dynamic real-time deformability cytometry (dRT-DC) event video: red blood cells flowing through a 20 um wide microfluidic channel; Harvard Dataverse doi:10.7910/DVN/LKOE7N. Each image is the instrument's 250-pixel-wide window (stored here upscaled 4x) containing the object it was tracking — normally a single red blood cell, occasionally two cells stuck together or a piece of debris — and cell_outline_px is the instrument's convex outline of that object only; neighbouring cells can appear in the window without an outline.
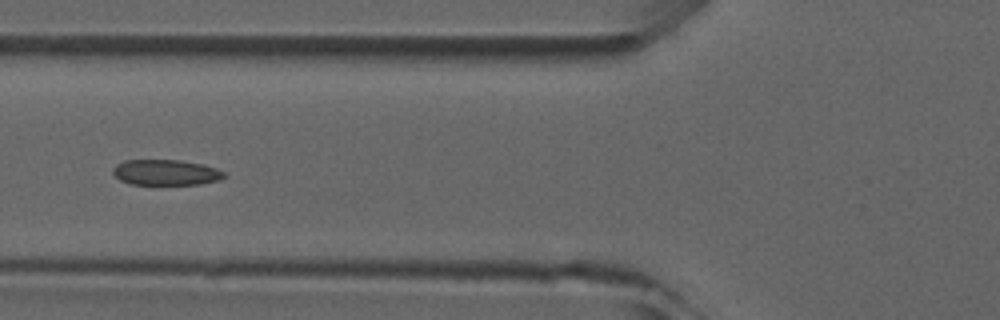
{"species": "common noctule bat (a hibernating species)", "species_latin": "Nyctalus noctula", "temperature_condition": "room temperature", "stored_images_in_passage": 6, "camera_frame_rate_fps": 3000, "um_per_image_px": 0.085, "animal": {"sex": "male", "forearm_length_mm": 52.5}, "frame": {"image": 1, "passage_image": 6, "time_ms": 5.667, "image_size_px": [1000, 320], "cell_outline_px": [[228, 176], [220, 180], [200, 184], [132, 184], [120, 180], [112, 172], [112, 168], [116, 164], [124, 160], [180, 160], [204, 164], [228, 172]], "centroid_in_image_um": [14.16, 14.65], "position_along_channel_um": 111.6, "area_um2": 16.82}}